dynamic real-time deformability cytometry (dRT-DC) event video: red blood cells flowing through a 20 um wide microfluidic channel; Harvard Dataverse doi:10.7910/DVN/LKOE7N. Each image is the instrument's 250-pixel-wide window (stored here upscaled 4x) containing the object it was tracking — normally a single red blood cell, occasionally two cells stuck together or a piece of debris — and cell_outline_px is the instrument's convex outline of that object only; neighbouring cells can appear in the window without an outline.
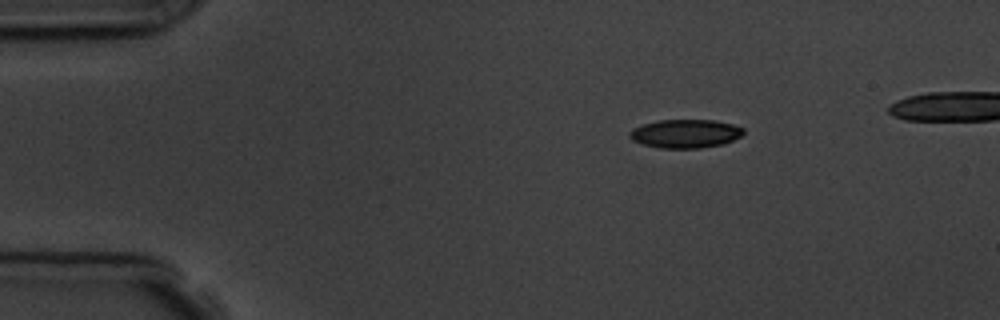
{"species": "common noctule bat (a hibernating species)", "species_latin": "Nyctalus noctula", "temperature_condition": "room temperature", "stored_images_in_passage": 4, "camera_frame_rate_fps": 3000, "um_per_image_px": 0.085, "animal": {"sex": "male", "body_mass_g": 19.5, "forearm_length_mm": 54.6}, "frame": {"image": 1, "passage_image": 1, "time_ms": 0.0, "image_size_px": [1000, 320], "cell_outline_px": [[744, 132], [740, 136], [724, 144], [700, 148], [660, 148], [644, 144], [632, 140], [628, 136], [628, 132], [632, 128], [644, 124], [660, 120], [712, 120], [732, 124], [744, 128]], "centroid_in_image_um": [58.24, 11.36], "position_along_channel_um": 26.8, "area_um2": 18.9}}